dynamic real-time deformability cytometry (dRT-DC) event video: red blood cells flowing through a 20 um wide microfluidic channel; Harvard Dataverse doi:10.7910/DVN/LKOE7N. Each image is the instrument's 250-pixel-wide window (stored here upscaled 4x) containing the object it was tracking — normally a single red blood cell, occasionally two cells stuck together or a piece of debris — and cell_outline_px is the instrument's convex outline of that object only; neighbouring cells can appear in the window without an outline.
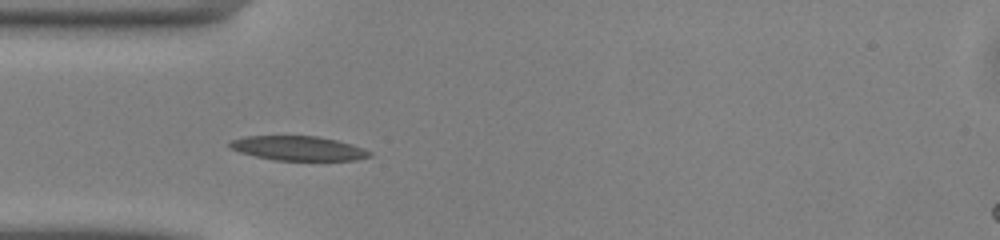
{"species": "common noctule bat (a hibernating species)", "species_latin": "Nyctalus noctula", "temperature_condition": "warm", "stored_images_in_passage": 34, "camera_frame_rate_fps": 3000, "um_per_image_px": 0.085, "animal": {"sex": "male", "body_mass_g": 13.0, "forearm_length_mm": 53.1}, "frame": {"image": 1, "passage_image": 4, "time_ms": 1.0, "image_size_px": [1000, 240], "cell_outline_px": [[372, 156], [356, 160], [272, 160], [240, 152], [232, 148], [228, 144], [228, 140], [244, 136], [316, 136], [336, 140], [352, 144], [364, 148], [372, 152]], "centroid_in_image_um": [25.35, 12.6], "position_along_channel_um": 59.6, "area_um2": 19.94}}
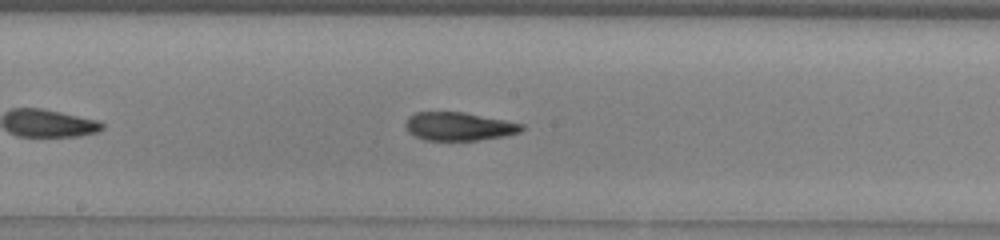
{"frame": {"image": 2, "passage_image": 15, "time_ms": 4.667, "image_size_px": [1000, 240], "cell_outline_px": [[524, 128], [520, 132], [504, 136], [476, 140], [424, 140], [408, 132], [404, 128], [404, 124], [408, 116], [416, 112], [464, 112], [524, 124]], "centroid_in_image_um": [38.96, 10.74], "position_along_channel_um": 209.2, "area_um2": 19.19}}
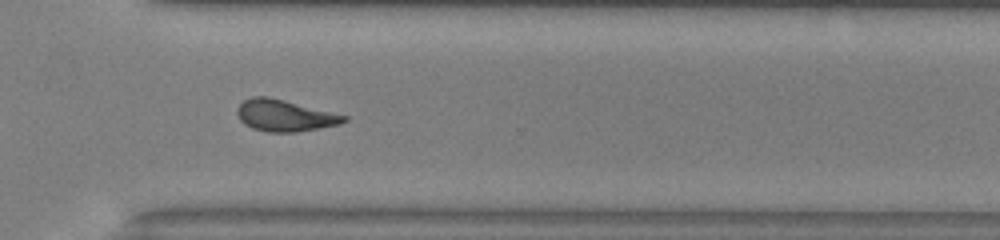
{"frame": {"image": 3, "passage_image": 25, "time_ms": 8.0, "image_size_px": [1000, 240], "cell_outline_px": [[348, 120], [340, 124], [296, 132], [268, 132], [252, 128], [244, 124], [240, 120], [236, 112], [236, 108], [244, 100], [252, 96], [268, 96], [348, 116]], "centroid_in_image_um": [24.17, 9.82], "position_along_channel_um": 346.4, "area_um2": 19.59}, "authors_computed_cell_mechanics": {"area_um2": 19.6231, "velocity_mm_per_s": 4.1098, "shape_relaxation_time_tau1_ms": 4.866, "shape_relaxation_time_tau2_ms": 2.5841, "deformation_change_tau1": 0.1727, "deformation_change_tau2": 0.0978}}